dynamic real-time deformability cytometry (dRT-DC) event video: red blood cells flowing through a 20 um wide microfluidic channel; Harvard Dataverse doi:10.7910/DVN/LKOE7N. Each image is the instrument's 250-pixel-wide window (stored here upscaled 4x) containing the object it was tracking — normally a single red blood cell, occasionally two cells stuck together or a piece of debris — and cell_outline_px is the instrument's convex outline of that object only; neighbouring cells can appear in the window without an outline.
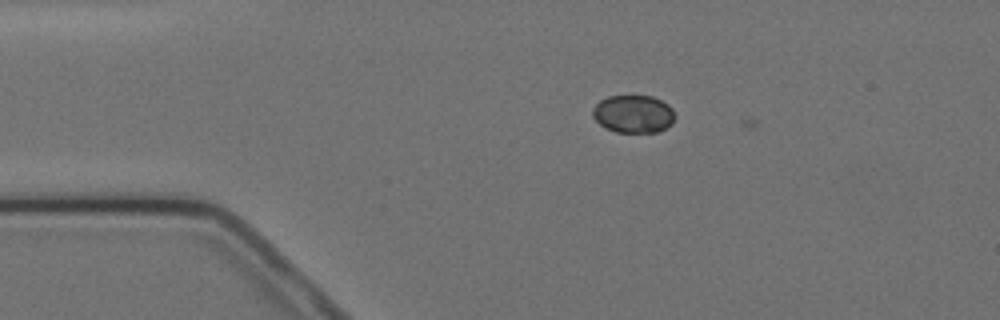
{"species": "Egyptian fruit bat (a non-hibernating species)", "species_latin": "Rousettus aegyptiacus", "temperature_condition": "cold", "stored_images_in_passage": 3, "camera_frame_rate_fps": 3000, "um_per_image_px": 0.085, "animal": {"sex": "female"}, "frame": {"image": 1, "passage_image": 2, "time_ms": 1.333, "image_size_px": [1000, 320], "cell_outline_px": [[676, 116], [672, 124], [656, 132], [616, 132], [604, 128], [592, 116], [592, 108], [600, 100], [608, 96], [652, 96], [668, 104], [672, 108]], "centroid_in_image_um": [53.83, 9.68], "position_along_channel_um": 31.2, "area_um2": 18.21}}